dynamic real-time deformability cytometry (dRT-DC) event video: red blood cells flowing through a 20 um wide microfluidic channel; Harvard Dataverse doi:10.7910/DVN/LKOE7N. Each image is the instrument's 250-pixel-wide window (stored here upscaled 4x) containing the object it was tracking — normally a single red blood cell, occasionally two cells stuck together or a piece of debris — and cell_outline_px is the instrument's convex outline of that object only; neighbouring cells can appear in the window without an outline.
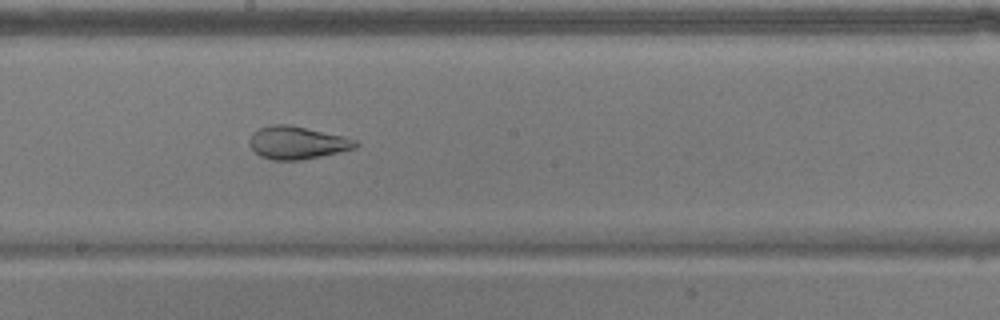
{"species": "common noctule bat (a hibernating species)", "species_latin": "Nyctalus noctula", "temperature_condition": "warm", "stored_images_in_passage": 55, "camera_frame_rate_fps": 3000, "um_per_image_px": 0.085, "animal": {"sex": "male", "body_mass_g": 17.9}, "frame": {"image": 1, "passage_image": 30, "time_ms": 9.667, "image_size_px": [1000, 320], "cell_outline_px": [[360, 144], [356, 148], [320, 156], [300, 160], [272, 160], [260, 156], [248, 144], [248, 140], [252, 132], [260, 128], [272, 124], [288, 124], [344, 136], [356, 140]], "centroid_in_image_um": [25.24, 12.12], "position_along_channel_um": 223.0, "area_um2": 20.29}}
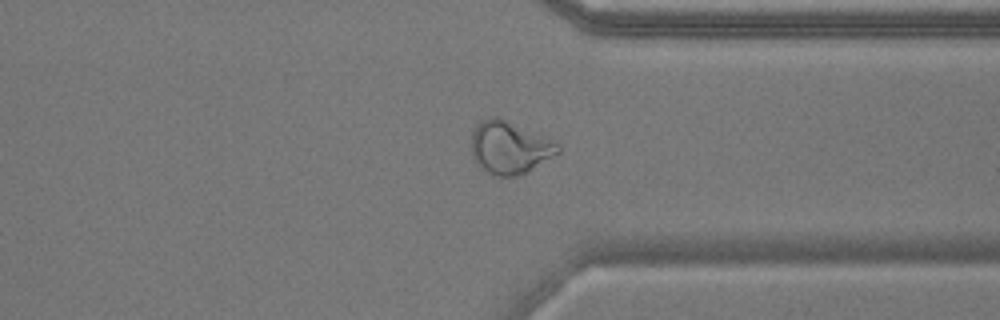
{"frame": {"image": 2, "passage_image": 42, "time_ms": 13.667, "image_size_px": [1000, 320], "cell_outline_px": [[560, 152], [528, 172], [520, 176], [492, 176], [480, 168], [476, 164], [472, 156], [472, 132], [476, 124], [480, 120], [492, 116], [496, 116], [560, 144]], "centroid_in_image_um": [43.28, 12.57], "position_along_channel_um": 368.1, "area_um2": 26.53}}
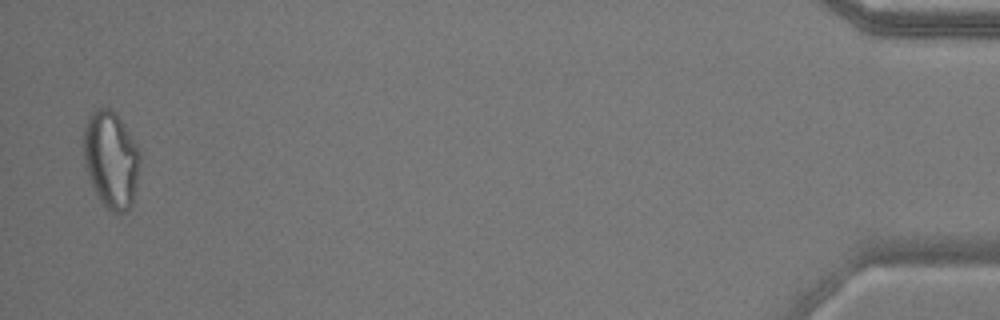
{"frame": {"image": 3, "passage_image": 54, "time_ms": 17.667, "image_size_px": [1000, 320], "cell_outline_px": [[140, 160], [136, 184], [132, 204], [128, 212], [112, 212], [104, 208], [92, 184], [84, 164], [84, 128], [92, 112], [96, 108], [104, 104], [124, 124], [140, 148]], "centroid_in_image_um": [9.45, 13.57], "position_along_channel_um": 425.8, "area_um2": 31.85}, "authors_computed_cell_mechanics": {"area_um2": 26.5302, "velocity_mm_per_s": 3.6632, "shape_relaxation_time_tau1_ms": null, "shape_relaxation_time_tau2_ms": 1.1422, "deformation_change_tau1": null, "deformation_change_tau2": 0.0872}}